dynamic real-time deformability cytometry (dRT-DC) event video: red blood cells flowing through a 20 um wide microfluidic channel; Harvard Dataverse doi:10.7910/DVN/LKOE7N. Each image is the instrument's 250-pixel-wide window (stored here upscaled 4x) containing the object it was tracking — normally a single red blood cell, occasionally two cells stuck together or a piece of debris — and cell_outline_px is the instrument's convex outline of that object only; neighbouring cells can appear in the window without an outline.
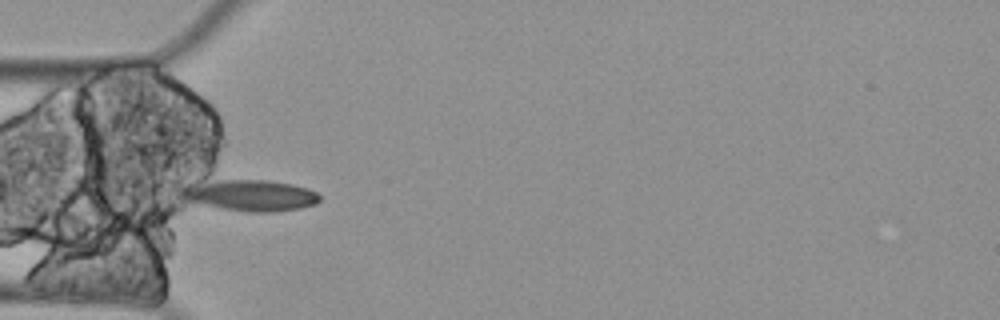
{"species": "Egyptian fruit bat (a non-hibernating species)", "species_latin": "Rousettus aegyptiacus", "temperature_condition": "cold", "stored_images_in_passage": 10, "camera_frame_rate_fps": 3000, "um_per_image_px": 0.085, "animal": {"sex": "female"}, "frame": {"image": 1, "passage_image": 5, "time_ms": 1.333, "image_size_px": [1000, 320], "cell_outline_px": [[320, 200], [316, 204], [300, 208], [272, 212], [252, 212], [224, 208], [188, 200], [188, 184], [220, 180], [264, 180], [292, 184], [308, 188], [316, 192], [320, 196]], "centroid_in_image_um": [21.47, 16.6], "position_along_channel_um": 63.5, "area_um2": 24.1}}
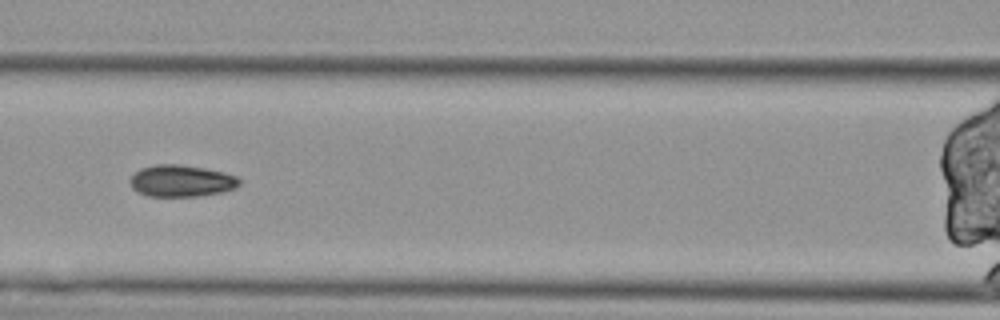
{"frame": {"image": 2, "passage_image": 7, "time_ms": 2.0, "image_size_px": [1000, 320], "cell_outline_px": [[240, 184], [236, 188], [220, 192], [196, 196], [148, 196], [132, 188], [128, 180], [140, 168], [156, 164], [180, 164], [204, 168], [224, 172], [236, 176], [240, 180]], "centroid_in_image_um": [15.4, 15.36], "position_along_channel_um": 151.2, "area_um2": 20.17}}
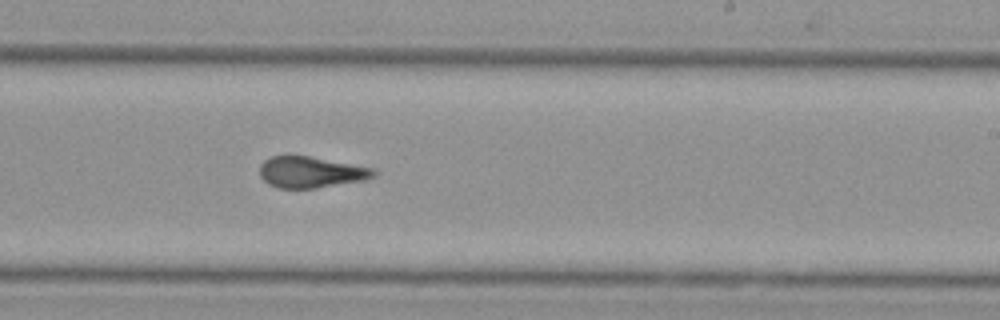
{"frame": {"image": 3, "passage_image": 10, "time_ms": 3.0, "image_size_px": [1000, 320], "cell_outline_px": [[376, 176], [364, 180], [316, 188], [280, 188], [268, 184], [260, 176], [260, 164], [264, 160], [272, 156], [308, 156], [376, 168]], "centroid_in_image_um": [26.45, 14.63], "position_along_channel_um": 262.6, "area_um2": 20.69}}